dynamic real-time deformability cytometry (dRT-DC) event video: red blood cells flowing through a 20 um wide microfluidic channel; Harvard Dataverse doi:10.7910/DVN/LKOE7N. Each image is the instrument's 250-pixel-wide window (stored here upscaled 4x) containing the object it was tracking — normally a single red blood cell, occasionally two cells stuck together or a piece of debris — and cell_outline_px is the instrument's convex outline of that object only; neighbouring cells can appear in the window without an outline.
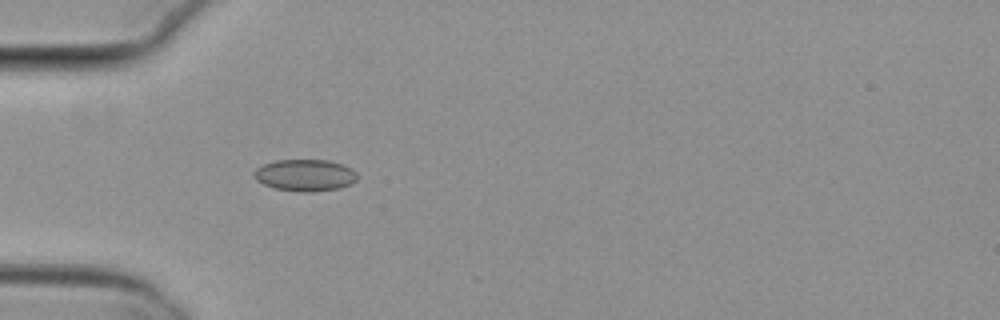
{"species": "common noctule bat (a hibernating species)", "species_latin": "Nyctalus noctula", "temperature_condition": "cold", "stored_images_in_passage": 3, "camera_frame_rate_fps": 3000, "um_per_image_px": 0.085, "animal": {"sex": "female", "body_mass_g": 29.2, "forearm_length_mm": 56.3}, "frame": {"image": 1, "passage_image": 3, "time_ms": 0.667, "image_size_px": [1000, 320], "cell_outline_px": [[356, 180], [340, 188], [312, 192], [304, 192], [276, 188], [264, 184], [256, 180], [252, 176], [252, 172], [256, 168], [264, 164], [276, 160], [328, 160], [340, 164], [356, 172]], "centroid_in_image_um": [25.87, 14.89], "position_along_channel_um": 59.1, "area_um2": 18.9}}